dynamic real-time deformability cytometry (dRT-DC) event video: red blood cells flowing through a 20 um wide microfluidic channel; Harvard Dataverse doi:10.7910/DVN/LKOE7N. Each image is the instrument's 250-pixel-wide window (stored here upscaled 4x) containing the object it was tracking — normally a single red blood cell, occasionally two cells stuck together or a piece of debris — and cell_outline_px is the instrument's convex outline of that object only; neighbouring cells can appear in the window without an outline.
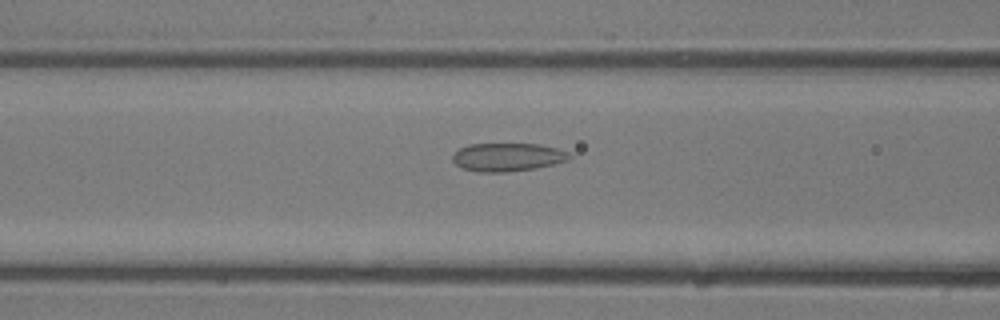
{"species": "common noctule bat (a hibernating species)", "species_latin": "Nyctalus noctula", "temperature_condition": "room temperature", "stored_images_in_passage": 24, "camera_frame_rate_fps": 3000, "um_per_image_px": 0.085, "animal": {"sex": "male", "body_mass_g": 13.3}, "frame": {"image": 1, "passage_image": 6, "time_ms": 1.667, "image_size_px": [1000, 320], "cell_outline_px": [[572, 156], [568, 160], [536, 168], [504, 172], [480, 172], [460, 168], [452, 160], [452, 156], [460, 148], [468, 144], [536, 144], [556, 148], [568, 152]], "centroid_in_image_um": [43.11, 13.36], "position_along_channel_um": 123.5, "area_um2": 19.13}}
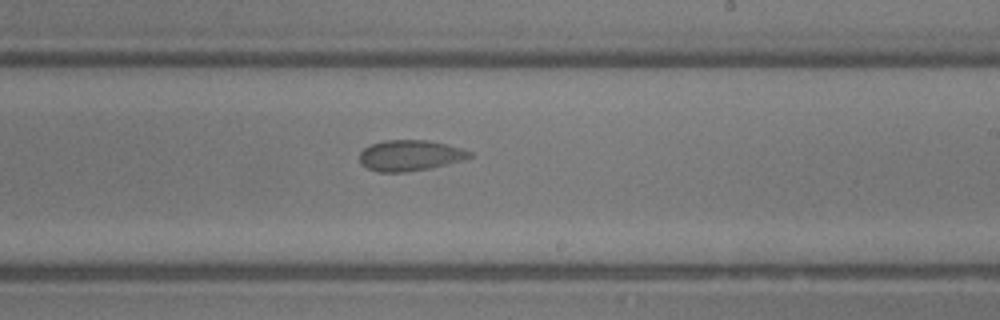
{"frame": {"image": 2, "passage_image": 13, "time_ms": 4.0, "image_size_px": [1000, 320], "cell_outline_px": [[472, 156], [464, 160], [432, 168], [404, 172], [376, 172], [368, 168], [360, 160], [360, 152], [364, 148], [372, 144], [384, 140], [424, 140], [448, 144], [464, 148], [472, 152]], "centroid_in_image_um": [34.9, 13.21], "position_along_channel_um": 254.1, "area_um2": 19.83}}
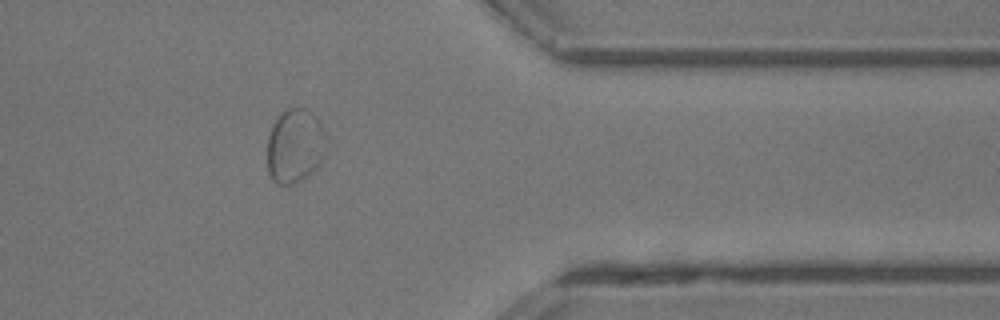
{"frame": {"image": 3, "passage_image": 21, "time_ms": 6.667, "image_size_px": [1000, 320], "cell_outline_px": [[324, 156], [320, 164], [304, 180], [292, 184], [276, 184], [272, 180], [268, 172], [268, 136], [272, 124], [276, 116], [280, 112], [288, 108], [304, 108], [316, 116], [320, 120], [324, 128]], "centroid_in_image_um": [25.06, 12.4], "position_along_channel_um": 386.3, "area_um2": 25.84}}